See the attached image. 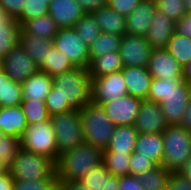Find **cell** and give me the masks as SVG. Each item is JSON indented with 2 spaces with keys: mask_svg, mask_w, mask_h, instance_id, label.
<instances>
[{
  "mask_svg": "<svg viewBox=\"0 0 191 190\" xmlns=\"http://www.w3.org/2000/svg\"><path fill=\"white\" fill-rule=\"evenodd\" d=\"M138 131L134 125L116 126L107 149L103 152H119L132 154L134 152Z\"/></svg>",
  "mask_w": 191,
  "mask_h": 190,
  "instance_id": "obj_24",
  "label": "cell"
},
{
  "mask_svg": "<svg viewBox=\"0 0 191 190\" xmlns=\"http://www.w3.org/2000/svg\"><path fill=\"white\" fill-rule=\"evenodd\" d=\"M147 100L160 104L168 125H180L191 100V85L183 78H153Z\"/></svg>",
  "mask_w": 191,
  "mask_h": 190,
  "instance_id": "obj_1",
  "label": "cell"
},
{
  "mask_svg": "<svg viewBox=\"0 0 191 190\" xmlns=\"http://www.w3.org/2000/svg\"><path fill=\"white\" fill-rule=\"evenodd\" d=\"M175 33L191 38V13L187 12L175 22Z\"/></svg>",
  "mask_w": 191,
  "mask_h": 190,
  "instance_id": "obj_48",
  "label": "cell"
},
{
  "mask_svg": "<svg viewBox=\"0 0 191 190\" xmlns=\"http://www.w3.org/2000/svg\"><path fill=\"white\" fill-rule=\"evenodd\" d=\"M122 36L101 33L89 46L90 60L107 52L119 51Z\"/></svg>",
  "mask_w": 191,
  "mask_h": 190,
  "instance_id": "obj_32",
  "label": "cell"
},
{
  "mask_svg": "<svg viewBox=\"0 0 191 190\" xmlns=\"http://www.w3.org/2000/svg\"><path fill=\"white\" fill-rule=\"evenodd\" d=\"M147 68L153 78H182V67L166 49L152 50Z\"/></svg>",
  "mask_w": 191,
  "mask_h": 190,
  "instance_id": "obj_15",
  "label": "cell"
},
{
  "mask_svg": "<svg viewBox=\"0 0 191 190\" xmlns=\"http://www.w3.org/2000/svg\"><path fill=\"white\" fill-rule=\"evenodd\" d=\"M180 125L191 133V100L185 109V113Z\"/></svg>",
  "mask_w": 191,
  "mask_h": 190,
  "instance_id": "obj_52",
  "label": "cell"
},
{
  "mask_svg": "<svg viewBox=\"0 0 191 190\" xmlns=\"http://www.w3.org/2000/svg\"><path fill=\"white\" fill-rule=\"evenodd\" d=\"M20 105L28 125L50 120L45 101L33 99L32 101H22Z\"/></svg>",
  "mask_w": 191,
  "mask_h": 190,
  "instance_id": "obj_37",
  "label": "cell"
},
{
  "mask_svg": "<svg viewBox=\"0 0 191 190\" xmlns=\"http://www.w3.org/2000/svg\"><path fill=\"white\" fill-rule=\"evenodd\" d=\"M59 185L58 177L33 181L14 180L13 190H54Z\"/></svg>",
  "mask_w": 191,
  "mask_h": 190,
  "instance_id": "obj_42",
  "label": "cell"
},
{
  "mask_svg": "<svg viewBox=\"0 0 191 190\" xmlns=\"http://www.w3.org/2000/svg\"><path fill=\"white\" fill-rule=\"evenodd\" d=\"M111 176L112 174L106 169L104 163H101L86 173L79 181L90 190H103L105 187V180Z\"/></svg>",
  "mask_w": 191,
  "mask_h": 190,
  "instance_id": "obj_38",
  "label": "cell"
},
{
  "mask_svg": "<svg viewBox=\"0 0 191 190\" xmlns=\"http://www.w3.org/2000/svg\"><path fill=\"white\" fill-rule=\"evenodd\" d=\"M73 68H75V66L70 62L67 56L63 55L61 51L53 46V48H49L46 61L41 65L39 70L53 78Z\"/></svg>",
  "mask_w": 191,
  "mask_h": 190,
  "instance_id": "obj_29",
  "label": "cell"
},
{
  "mask_svg": "<svg viewBox=\"0 0 191 190\" xmlns=\"http://www.w3.org/2000/svg\"><path fill=\"white\" fill-rule=\"evenodd\" d=\"M54 190H62L59 186H57Z\"/></svg>",
  "mask_w": 191,
  "mask_h": 190,
  "instance_id": "obj_61",
  "label": "cell"
},
{
  "mask_svg": "<svg viewBox=\"0 0 191 190\" xmlns=\"http://www.w3.org/2000/svg\"><path fill=\"white\" fill-rule=\"evenodd\" d=\"M182 78L191 85V61L182 67Z\"/></svg>",
  "mask_w": 191,
  "mask_h": 190,
  "instance_id": "obj_54",
  "label": "cell"
},
{
  "mask_svg": "<svg viewBox=\"0 0 191 190\" xmlns=\"http://www.w3.org/2000/svg\"><path fill=\"white\" fill-rule=\"evenodd\" d=\"M123 68L119 51H112L99 55L91 59L88 66L91 79L119 72Z\"/></svg>",
  "mask_w": 191,
  "mask_h": 190,
  "instance_id": "obj_26",
  "label": "cell"
},
{
  "mask_svg": "<svg viewBox=\"0 0 191 190\" xmlns=\"http://www.w3.org/2000/svg\"><path fill=\"white\" fill-rule=\"evenodd\" d=\"M152 50L144 36L124 34L121 38L119 49L123 67L146 68Z\"/></svg>",
  "mask_w": 191,
  "mask_h": 190,
  "instance_id": "obj_11",
  "label": "cell"
},
{
  "mask_svg": "<svg viewBox=\"0 0 191 190\" xmlns=\"http://www.w3.org/2000/svg\"><path fill=\"white\" fill-rule=\"evenodd\" d=\"M14 179L9 171L0 174V190H13Z\"/></svg>",
  "mask_w": 191,
  "mask_h": 190,
  "instance_id": "obj_50",
  "label": "cell"
},
{
  "mask_svg": "<svg viewBox=\"0 0 191 190\" xmlns=\"http://www.w3.org/2000/svg\"><path fill=\"white\" fill-rule=\"evenodd\" d=\"M26 0H0V8L12 19H16L22 12Z\"/></svg>",
  "mask_w": 191,
  "mask_h": 190,
  "instance_id": "obj_45",
  "label": "cell"
},
{
  "mask_svg": "<svg viewBox=\"0 0 191 190\" xmlns=\"http://www.w3.org/2000/svg\"><path fill=\"white\" fill-rule=\"evenodd\" d=\"M80 112L85 143L106 150L116 125L102 105L91 102L81 108Z\"/></svg>",
  "mask_w": 191,
  "mask_h": 190,
  "instance_id": "obj_4",
  "label": "cell"
},
{
  "mask_svg": "<svg viewBox=\"0 0 191 190\" xmlns=\"http://www.w3.org/2000/svg\"><path fill=\"white\" fill-rule=\"evenodd\" d=\"M131 154L119 152H103V163L106 169L114 176L130 175L129 164Z\"/></svg>",
  "mask_w": 191,
  "mask_h": 190,
  "instance_id": "obj_34",
  "label": "cell"
},
{
  "mask_svg": "<svg viewBox=\"0 0 191 190\" xmlns=\"http://www.w3.org/2000/svg\"><path fill=\"white\" fill-rule=\"evenodd\" d=\"M7 170L0 163V174L5 173Z\"/></svg>",
  "mask_w": 191,
  "mask_h": 190,
  "instance_id": "obj_58",
  "label": "cell"
},
{
  "mask_svg": "<svg viewBox=\"0 0 191 190\" xmlns=\"http://www.w3.org/2000/svg\"><path fill=\"white\" fill-rule=\"evenodd\" d=\"M134 126L138 133H162L167 127L163 111L157 102L142 100Z\"/></svg>",
  "mask_w": 191,
  "mask_h": 190,
  "instance_id": "obj_14",
  "label": "cell"
},
{
  "mask_svg": "<svg viewBox=\"0 0 191 190\" xmlns=\"http://www.w3.org/2000/svg\"><path fill=\"white\" fill-rule=\"evenodd\" d=\"M156 11V4L152 0H143L126 17V30L129 35L146 36L152 16Z\"/></svg>",
  "mask_w": 191,
  "mask_h": 190,
  "instance_id": "obj_18",
  "label": "cell"
},
{
  "mask_svg": "<svg viewBox=\"0 0 191 190\" xmlns=\"http://www.w3.org/2000/svg\"><path fill=\"white\" fill-rule=\"evenodd\" d=\"M156 9L177 22L187 12L184 0H158L155 1Z\"/></svg>",
  "mask_w": 191,
  "mask_h": 190,
  "instance_id": "obj_40",
  "label": "cell"
},
{
  "mask_svg": "<svg viewBox=\"0 0 191 190\" xmlns=\"http://www.w3.org/2000/svg\"><path fill=\"white\" fill-rule=\"evenodd\" d=\"M100 27L101 33H112L123 36L127 33L126 17L119 14L108 5L92 13Z\"/></svg>",
  "mask_w": 191,
  "mask_h": 190,
  "instance_id": "obj_23",
  "label": "cell"
},
{
  "mask_svg": "<svg viewBox=\"0 0 191 190\" xmlns=\"http://www.w3.org/2000/svg\"><path fill=\"white\" fill-rule=\"evenodd\" d=\"M45 104L50 117L74 109L69 101L64 100V98L57 92V87L54 84L50 93L47 95Z\"/></svg>",
  "mask_w": 191,
  "mask_h": 190,
  "instance_id": "obj_41",
  "label": "cell"
},
{
  "mask_svg": "<svg viewBox=\"0 0 191 190\" xmlns=\"http://www.w3.org/2000/svg\"><path fill=\"white\" fill-rule=\"evenodd\" d=\"M119 177L112 175L105 180V187L103 190H119Z\"/></svg>",
  "mask_w": 191,
  "mask_h": 190,
  "instance_id": "obj_53",
  "label": "cell"
},
{
  "mask_svg": "<svg viewBox=\"0 0 191 190\" xmlns=\"http://www.w3.org/2000/svg\"><path fill=\"white\" fill-rule=\"evenodd\" d=\"M119 190H145L138 176L126 175L119 177Z\"/></svg>",
  "mask_w": 191,
  "mask_h": 190,
  "instance_id": "obj_47",
  "label": "cell"
},
{
  "mask_svg": "<svg viewBox=\"0 0 191 190\" xmlns=\"http://www.w3.org/2000/svg\"><path fill=\"white\" fill-rule=\"evenodd\" d=\"M53 0H44V2H46L48 5H50V3L52 2Z\"/></svg>",
  "mask_w": 191,
  "mask_h": 190,
  "instance_id": "obj_59",
  "label": "cell"
},
{
  "mask_svg": "<svg viewBox=\"0 0 191 190\" xmlns=\"http://www.w3.org/2000/svg\"><path fill=\"white\" fill-rule=\"evenodd\" d=\"M58 186L62 190H90L81 181L59 182Z\"/></svg>",
  "mask_w": 191,
  "mask_h": 190,
  "instance_id": "obj_51",
  "label": "cell"
},
{
  "mask_svg": "<svg viewBox=\"0 0 191 190\" xmlns=\"http://www.w3.org/2000/svg\"><path fill=\"white\" fill-rule=\"evenodd\" d=\"M53 42L56 49L67 56L75 67L88 68L89 46L82 41L74 28H60Z\"/></svg>",
  "mask_w": 191,
  "mask_h": 190,
  "instance_id": "obj_9",
  "label": "cell"
},
{
  "mask_svg": "<svg viewBox=\"0 0 191 190\" xmlns=\"http://www.w3.org/2000/svg\"><path fill=\"white\" fill-rule=\"evenodd\" d=\"M56 136L58 154L84 143L81 112L73 109L50 117Z\"/></svg>",
  "mask_w": 191,
  "mask_h": 190,
  "instance_id": "obj_7",
  "label": "cell"
},
{
  "mask_svg": "<svg viewBox=\"0 0 191 190\" xmlns=\"http://www.w3.org/2000/svg\"><path fill=\"white\" fill-rule=\"evenodd\" d=\"M21 102V84L11 80L0 64V107H13Z\"/></svg>",
  "mask_w": 191,
  "mask_h": 190,
  "instance_id": "obj_28",
  "label": "cell"
},
{
  "mask_svg": "<svg viewBox=\"0 0 191 190\" xmlns=\"http://www.w3.org/2000/svg\"><path fill=\"white\" fill-rule=\"evenodd\" d=\"M25 52L37 64L38 68L46 61L49 48H53L54 42L51 39L31 36L21 29L20 42Z\"/></svg>",
  "mask_w": 191,
  "mask_h": 190,
  "instance_id": "obj_25",
  "label": "cell"
},
{
  "mask_svg": "<svg viewBox=\"0 0 191 190\" xmlns=\"http://www.w3.org/2000/svg\"><path fill=\"white\" fill-rule=\"evenodd\" d=\"M166 190H191V180L183 177L179 172H171Z\"/></svg>",
  "mask_w": 191,
  "mask_h": 190,
  "instance_id": "obj_46",
  "label": "cell"
},
{
  "mask_svg": "<svg viewBox=\"0 0 191 190\" xmlns=\"http://www.w3.org/2000/svg\"><path fill=\"white\" fill-rule=\"evenodd\" d=\"M16 181H33L57 176L56 161L34 152L20 149L9 170Z\"/></svg>",
  "mask_w": 191,
  "mask_h": 190,
  "instance_id": "obj_6",
  "label": "cell"
},
{
  "mask_svg": "<svg viewBox=\"0 0 191 190\" xmlns=\"http://www.w3.org/2000/svg\"><path fill=\"white\" fill-rule=\"evenodd\" d=\"M53 87V78L38 70L21 83L22 101L39 99L45 101Z\"/></svg>",
  "mask_w": 191,
  "mask_h": 190,
  "instance_id": "obj_20",
  "label": "cell"
},
{
  "mask_svg": "<svg viewBox=\"0 0 191 190\" xmlns=\"http://www.w3.org/2000/svg\"><path fill=\"white\" fill-rule=\"evenodd\" d=\"M158 166L153 160L144 156H140V153L133 152L130 158L129 171L132 176H140Z\"/></svg>",
  "mask_w": 191,
  "mask_h": 190,
  "instance_id": "obj_43",
  "label": "cell"
},
{
  "mask_svg": "<svg viewBox=\"0 0 191 190\" xmlns=\"http://www.w3.org/2000/svg\"><path fill=\"white\" fill-rule=\"evenodd\" d=\"M183 67L191 61V38L174 32L165 48Z\"/></svg>",
  "mask_w": 191,
  "mask_h": 190,
  "instance_id": "obj_30",
  "label": "cell"
},
{
  "mask_svg": "<svg viewBox=\"0 0 191 190\" xmlns=\"http://www.w3.org/2000/svg\"><path fill=\"white\" fill-rule=\"evenodd\" d=\"M92 102L101 105L128 94L122 70L92 79Z\"/></svg>",
  "mask_w": 191,
  "mask_h": 190,
  "instance_id": "obj_12",
  "label": "cell"
},
{
  "mask_svg": "<svg viewBox=\"0 0 191 190\" xmlns=\"http://www.w3.org/2000/svg\"><path fill=\"white\" fill-rule=\"evenodd\" d=\"M141 103V98L127 94L101 105L116 126H128L134 125Z\"/></svg>",
  "mask_w": 191,
  "mask_h": 190,
  "instance_id": "obj_13",
  "label": "cell"
},
{
  "mask_svg": "<svg viewBox=\"0 0 191 190\" xmlns=\"http://www.w3.org/2000/svg\"><path fill=\"white\" fill-rule=\"evenodd\" d=\"M122 72L128 94L141 98L142 100L147 99L153 79L148 68L124 67Z\"/></svg>",
  "mask_w": 191,
  "mask_h": 190,
  "instance_id": "obj_19",
  "label": "cell"
},
{
  "mask_svg": "<svg viewBox=\"0 0 191 190\" xmlns=\"http://www.w3.org/2000/svg\"><path fill=\"white\" fill-rule=\"evenodd\" d=\"M49 14V5L44 0H26L21 14L16 20L22 25L25 21Z\"/></svg>",
  "mask_w": 191,
  "mask_h": 190,
  "instance_id": "obj_39",
  "label": "cell"
},
{
  "mask_svg": "<svg viewBox=\"0 0 191 190\" xmlns=\"http://www.w3.org/2000/svg\"><path fill=\"white\" fill-rule=\"evenodd\" d=\"M74 29L88 46L101 34L100 27L92 13H85L75 24Z\"/></svg>",
  "mask_w": 191,
  "mask_h": 190,
  "instance_id": "obj_36",
  "label": "cell"
},
{
  "mask_svg": "<svg viewBox=\"0 0 191 190\" xmlns=\"http://www.w3.org/2000/svg\"><path fill=\"white\" fill-rule=\"evenodd\" d=\"M162 137V166L171 172H179L191 158V133L181 125H168Z\"/></svg>",
  "mask_w": 191,
  "mask_h": 190,
  "instance_id": "obj_5",
  "label": "cell"
},
{
  "mask_svg": "<svg viewBox=\"0 0 191 190\" xmlns=\"http://www.w3.org/2000/svg\"><path fill=\"white\" fill-rule=\"evenodd\" d=\"M21 29L31 36L53 40L60 28L52 17L47 14L25 21L21 25Z\"/></svg>",
  "mask_w": 191,
  "mask_h": 190,
  "instance_id": "obj_27",
  "label": "cell"
},
{
  "mask_svg": "<svg viewBox=\"0 0 191 190\" xmlns=\"http://www.w3.org/2000/svg\"><path fill=\"white\" fill-rule=\"evenodd\" d=\"M84 14L76 0H53L49 5V15L59 28H74Z\"/></svg>",
  "mask_w": 191,
  "mask_h": 190,
  "instance_id": "obj_17",
  "label": "cell"
},
{
  "mask_svg": "<svg viewBox=\"0 0 191 190\" xmlns=\"http://www.w3.org/2000/svg\"><path fill=\"white\" fill-rule=\"evenodd\" d=\"M21 148L57 162L60 155L51 120L28 125L21 137Z\"/></svg>",
  "mask_w": 191,
  "mask_h": 190,
  "instance_id": "obj_8",
  "label": "cell"
},
{
  "mask_svg": "<svg viewBox=\"0 0 191 190\" xmlns=\"http://www.w3.org/2000/svg\"><path fill=\"white\" fill-rule=\"evenodd\" d=\"M21 25L16 19H11L4 27L0 28V61L20 42Z\"/></svg>",
  "mask_w": 191,
  "mask_h": 190,
  "instance_id": "obj_31",
  "label": "cell"
},
{
  "mask_svg": "<svg viewBox=\"0 0 191 190\" xmlns=\"http://www.w3.org/2000/svg\"><path fill=\"white\" fill-rule=\"evenodd\" d=\"M143 0H107V5L127 17Z\"/></svg>",
  "mask_w": 191,
  "mask_h": 190,
  "instance_id": "obj_44",
  "label": "cell"
},
{
  "mask_svg": "<svg viewBox=\"0 0 191 190\" xmlns=\"http://www.w3.org/2000/svg\"><path fill=\"white\" fill-rule=\"evenodd\" d=\"M179 173L183 177L191 180V158L185 163L184 167L179 171Z\"/></svg>",
  "mask_w": 191,
  "mask_h": 190,
  "instance_id": "obj_55",
  "label": "cell"
},
{
  "mask_svg": "<svg viewBox=\"0 0 191 190\" xmlns=\"http://www.w3.org/2000/svg\"><path fill=\"white\" fill-rule=\"evenodd\" d=\"M5 134L4 132L0 129V138L3 137Z\"/></svg>",
  "mask_w": 191,
  "mask_h": 190,
  "instance_id": "obj_60",
  "label": "cell"
},
{
  "mask_svg": "<svg viewBox=\"0 0 191 190\" xmlns=\"http://www.w3.org/2000/svg\"><path fill=\"white\" fill-rule=\"evenodd\" d=\"M27 126L21 105L0 107V129L5 135L21 138Z\"/></svg>",
  "mask_w": 191,
  "mask_h": 190,
  "instance_id": "obj_21",
  "label": "cell"
},
{
  "mask_svg": "<svg viewBox=\"0 0 191 190\" xmlns=\"http://www.w3.org/2000/svg\"><path fill=\"white\" fill-rule=\"evenodd\" d=\"M170 170L164 166L158 165L154 169L139 176L145 190H166Z\"/></svg>",
  "mask_w": 191,
  "mask_h": 190,
  "instance_id": "obj_33",
  "label": "cell"
},
{
  "mask_svg": "<svg viewBox=\"0 0 191 190\" xmlns=\"http://www.w3.org/2000/svg\"><path fill=\"white\" fill-rule=\"evenodd\" d=\"M186 12L191 13V0H184Z\"/></svg>",
  "mask_w": 191,
  "mask_h": 190,
  "instance_id": "obj_57",
  "label": "cell"
},
{
  "mask_svg": "<svg viewBox=\"0 0 191 190\" xmlns=\"http://www.w3.org/2000/svg\"><path fill=\"white\" fill-rule=\"evenodd\" d=\"M101 163L103 150L84 142L59 156L56 162L58 181H79Z\"/></svg>",
  "mask_w": 191,
  "mask_h": 190,
  "instance_id": "obj_2",
  "label": "cell"
},
{
  "mask_svg": "<svg viewBox=\"0 0 191 190\" xmlns=\"http://www.w3.org/2000/svg\"><path fill=\"white\" fill-rule=\"evenodd\" d=\"M85 13H94L107 5V0H76Z\"/></svg>",
  "mask_w": 191,
  "mask_h": 190,
  "instance_id": "obj_49",
  "label": "cell"
},
{
  "mask_svg": "<svg viewBox=\"0 0 191 190\" xmlns=\"http://www.w3.org/2000/svg\"><path fill=\"white\" fill-rule=\"evenodd\" d=\"M134 152L140 153V156L153 160L157 165H162L164 152L162 133H139Z\"/></svg>",
  "mask_w": 191,
  "mask_h": 190,
  "instance_id": "obj_22",
  "label": "cell"
},
{
  "mask_svg": "<svg viewBox=\"0 0 191 190\" xmlns=\"http://www.w3.org/2000/svg\"><path fill=\"white\" fill-rule=\"evenodd\" d=\"M11 19L12 18L4 13L0 8V28L4 27Z\"/></svg>",
  "mask_w": 191,
  "mask_h": 190,
  "instance_id": "obj_56",
  "label": "cell"
},
{
  "mask_svg": "<svg viewBox=\"0 0 191 190\" xmlns=\"http://www.w3.org/2000/svg\"><path fill=\"white\" fill-rule=\"evenodd\" d=\"M21 149V138L4 135L0 138V163L9 171Z\"/></svg>",
  "mask_w": 191,
  "mask_h": 190,
  "instance_id": "obj_35",
  "label": "cell"
},
{
  "mask_svg": "<svg viewBox=\"0 0 191 190\" xmlns=\"http://www.w3.org/2000/svg\"><path fill=\"white\" fill-rule=\"evenodd\" d=\"M0 64L9 78L20 84L39 70L20 43L1 59Z\"/></svg>",
  "mask_w": 191,
  "mask_h": 190,
  "instance_id": "obj_10",
  "label": "cell"
},
{
  "mask_svg": "<svg viewBox=\"0 0 191 190\" xmlns=\"http://www.w3.org/2000/svg\"><path fill=\"white\" fill-rule=\"evenodd\" d=\"M53 84L74 109L80 110L92 102V79L88 68L75 67L61 73L53 77Z\"/></svg>",
  "mask_w": 191,
  "mask_h": 190,
  "instance_id": "obj_3",
  "label": "cell"
},
{
  "mask_svg": "<svg viewBox=\"0 0 191 190\" xmlns=\"http://www.w3.org/2000/svg\"><path fill=\"white\" fill-rule=\"evenodd\" d=\"M151 19L145 38L153 50L165 49L175 32V22L157 9Z\"/></svg>",
  "mask_w": 191,
  "mask_h": 190,
  "instance_id": "obj_16",
  "label": "cell"
}]
</instances>
